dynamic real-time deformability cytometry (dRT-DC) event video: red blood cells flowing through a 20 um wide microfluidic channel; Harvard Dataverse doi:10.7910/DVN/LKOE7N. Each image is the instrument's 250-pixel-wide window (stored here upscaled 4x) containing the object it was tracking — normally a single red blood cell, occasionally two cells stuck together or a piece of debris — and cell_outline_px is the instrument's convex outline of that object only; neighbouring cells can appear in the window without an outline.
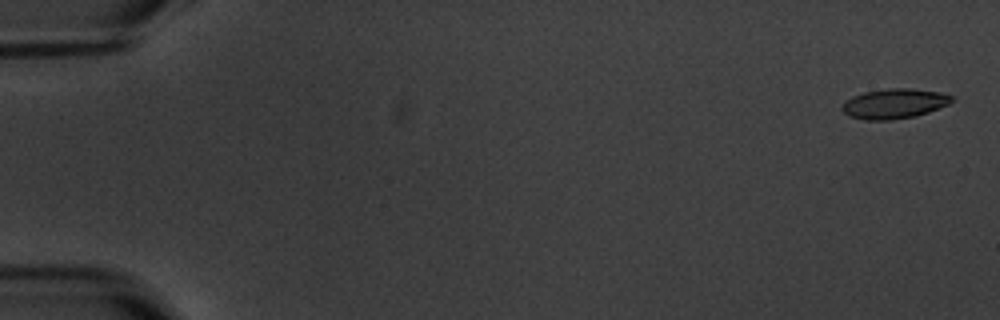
{"species": "common noctule bat (a hibernating species)", "species_latin": "Nyctalus noctula", "temperature_condition": "warm", "stored_images_in_passage": 14, "camera_frame_rate_fps": 3000, "um_per_image_px": 0.085, "animal": {"sex": "male", "body_mass_g": 20.1, "forearm_length_mm": 53.5}, "frame": {"image": 1, "passage_image": 1, "time_ms": 0.0, "image_size_px": [1000, 320], "cell_outline_px": [[956, 100], [948, 104], [928, 112], [916, 116], [892, 120], [864, 120], [848, 116], [840, 108], [852, 96], [864, 92], [888, 88], [912, 88], [940, 92], [952, 96]], "centroid_in_image_um": [76.03, 8.81], "position_along_channel_um": 9.0, "area_um2": 19.19}}
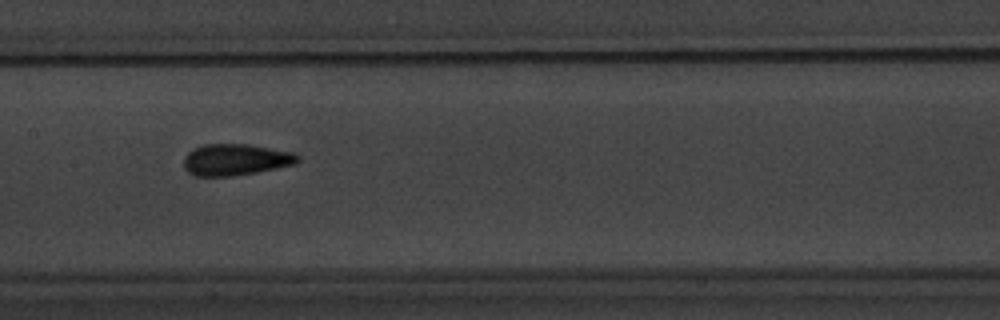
{"frame": {"image": 2, "passage_image": 7, "time_ms": 9.333, "image_size_px": [1000, 320], "cell_outline_px": [[300, 160], [296, 164], [256, 172], [228, 176], [196, 176], [188, 172], [184, 168], [184, 156], [192, 148], [204, 144], [248, 144], [296, 152], [300, 156]], "centroid_in_image_um": [20.04, 13.56], "position_along_channel_um": 187.4, "area_um2": 21.1}}
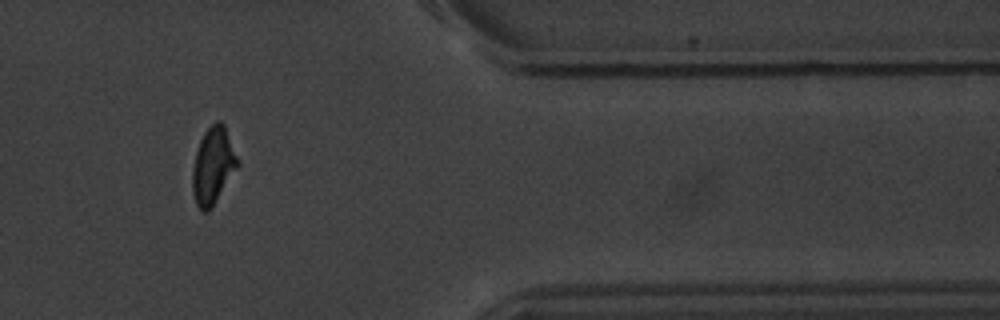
{"frame": {"image": 3, "passage_image": 12, "time_ms": 15.667, "image_size_px": [1000, 320], "cell_outline_px": [[240, 164], [212, 208], [208, 212], [204, 212], [196, 204], [192, 192], [192, 168], [196, 152], [200, 140], [204, 132], [216, 120], [220, 120], [224, 124]], "centroid_in_image_um": [18.1, 14.1], "position_along_channel_um": 393.3, "area_um2": 20.23}, "authors_computed_cell_mechanics": {"area_um2": 19.652, "velocity_mm_per_s": 3.5667, "shape_relaxation_time_tau1_ms": null, "shape_relaxation_time_tau2_ms": 0.9258, "deformation_change_tau1": null, "deformation_change_tau2": 0.0452}}